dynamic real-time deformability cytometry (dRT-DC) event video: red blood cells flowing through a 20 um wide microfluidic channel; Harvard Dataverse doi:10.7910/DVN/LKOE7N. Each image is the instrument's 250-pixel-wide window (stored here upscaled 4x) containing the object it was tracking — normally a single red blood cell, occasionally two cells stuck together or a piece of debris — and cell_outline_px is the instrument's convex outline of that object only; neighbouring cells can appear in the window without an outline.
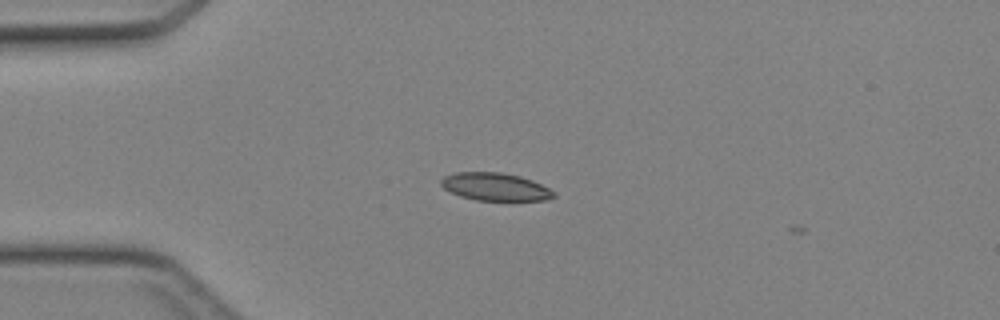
{"species": "Egyptian fruit bat (a non-hibernating species)", "species_latin": "Rousettus aegyptiacus", "temperature_condition": "cold", "stored_images_in_passage": 5, "camera_frame_rate_fps": 3000, "um_per_image_px": 0.085, "animal": {"sex": "female"}, "frame": {"image": 1, "passage_image": 4, "time_ms": 1.0, "image_size_px": [1000, 320], "cell_outline_px": [[556, 196], [548, 200], [476, 200], [460, 196], [444, 188], [440, 184], [440, 180], [444, 176], [456, 172], [500, 172], [520, 176], [532, 180], [556, 192]], "centroid_in_image_um": [42.1, 15.87], "position_along_channel_um": 42.9, "area_um2": 18.21}}